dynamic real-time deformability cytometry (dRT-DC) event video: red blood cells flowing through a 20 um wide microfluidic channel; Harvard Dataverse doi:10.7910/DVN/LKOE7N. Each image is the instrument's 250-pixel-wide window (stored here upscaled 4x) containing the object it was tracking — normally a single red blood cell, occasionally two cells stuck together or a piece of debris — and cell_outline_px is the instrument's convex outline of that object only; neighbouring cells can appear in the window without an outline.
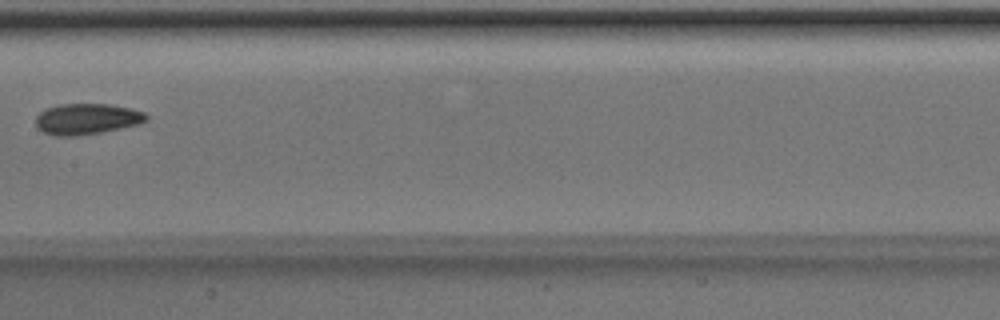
{"species": "Egyptian fruit bat (a non-hibernating species)", "species_latin": "Rousettus aegyptiacus", "temperature_condition": "room temperature", "stored_images_in_passage": 7, "camera_frame_rate_fps": 3000, "um_per_image_px": 0.085, "animal": {"sex": "male"}, "frame": {"image": 1, "passage_image": 7, "time_ms": 2.0, "image_size_px": [1000, 320], "cell_outline_px": [[148, 120], [140, 124], [100, 132], [76, 136], [56, 136], [44, 132], [36, 128], [36, 116], [44, 108], [60, 104], [108, 104], [132, 108], [144, 112], [148, 116]], "centroid_in_image_um": [7.37, 10.1], "position_along_channel_um": 200.0, "area_um2": 20.06}}